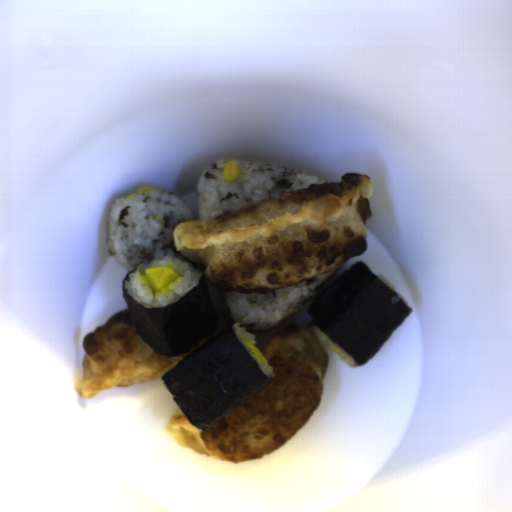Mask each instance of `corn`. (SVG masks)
<instances>
[{
	"label": "corn",
	"instance_id": "1",
	"mask_svg": "<svg viewBox=\"0 0 512 512\" xmlns=\"http://www.w3.org/2000/svg\"><path fill=\"white\" fill-rule=\"evenodd\" d=\"M222 174L226 181L235 182L238 178L240 171L237 162H228L225 164Z\"/></svg>",
	"mask_w": 512,
	"mask_h": 512
},
{
	"label": "corn",
	"instance_id": "2",
	"mask_svg": "<svg viewBox=\"0 0 512 512\" xmlns=\"http://www.w3.org/2000/svg\"><path fill=\"white\" fill-rule=\"evenodd\" d=\"M157 188H155L154 186H140L139 189L137 191H134L132 193H129L125 199H130L131 197H133L134 195H137L139 191H156Z\"/></svg>",
	"mask_w": 512,
	"mask_h": 512
}]
</instances>
